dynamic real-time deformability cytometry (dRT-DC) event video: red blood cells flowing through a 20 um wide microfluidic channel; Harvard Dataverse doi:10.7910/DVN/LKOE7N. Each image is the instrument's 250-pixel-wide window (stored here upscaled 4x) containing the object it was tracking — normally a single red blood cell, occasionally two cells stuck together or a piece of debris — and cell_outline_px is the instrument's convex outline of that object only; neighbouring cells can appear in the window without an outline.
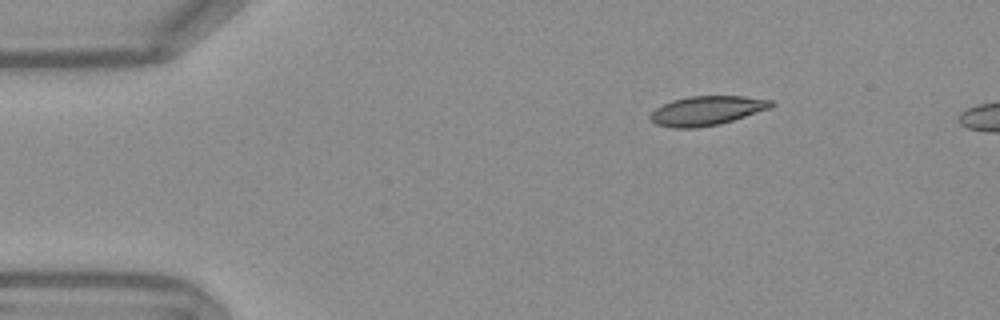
{"species": "Egyptian fruit bat (a non-hibernating species)", "species_latin": "Rousettus aegyptiacus", "temperature_condition": "warm", "stored_images_in_passage": 45, "camera_frame_rate_fps": 3000, "um_per_image_px": 0.085, "frame": {"image": 1, "passage_image": 1, "time_ms": 0.0, "image_size_px": [1000, 320], "cell_outline_px": [[776, 104], [772, 108], [720, 124], [696, 128], [672, 128], [656, 124], [648, 116], [656, 108], [672, 100], [688, 96], [744, 96], [772, 100]], "centroid_in_image_um": [60.11, 9.4], "position_along_channel_um": 24.9, "area_um2": 20.75}}
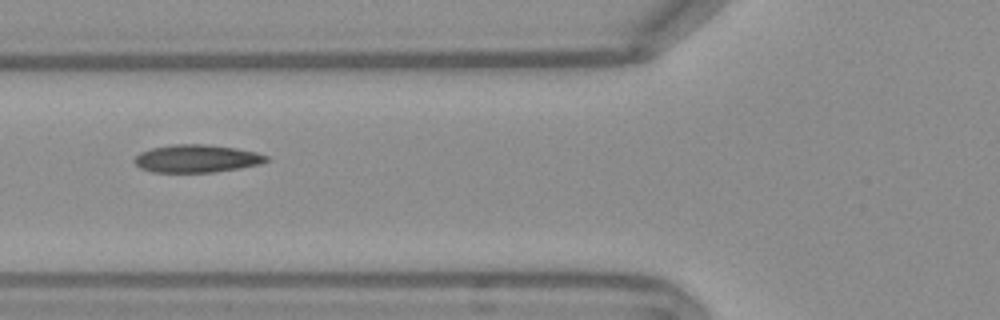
{"frame": {"image": 2, "passage_image": 13, "time_ms": 4.0, "image_size_px": [1000, 320], "cell_outline_px": [[268, 160], [260, 164], [240, 168], [212, 172], [152, 172], [140, 168], [132, 160], [140, 152], [152, 148], [172, 144], [204, 144], [236, 148], [256, 152], [268, 156]], "centroid_in_image_um": [16.7, 13.48], "position_along_channel_um": 109.1, "area_um2": 21.33}}
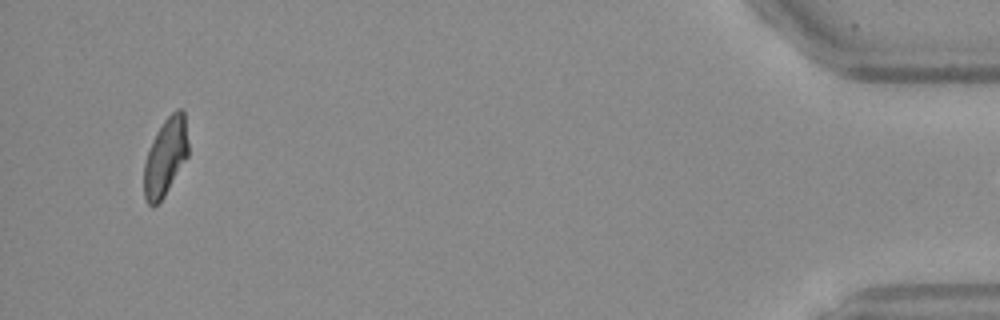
{"frame": {"image": 3, "passage_image": 44, "time_ms": 14.333, "image_size_px": [1000, 320], "cell_outline_px": [[188, 156], [164, 196], [152, 208], [148, 204], [144, 196], [144, 164], [148, 152], [164, 120], [176, 108], [180, 108], [184, 112], [188, 144]], "centroid_in_image_um": [14.07, 13.35], "position_along_channel_um": 421.1, "area_um2": 19.59}}